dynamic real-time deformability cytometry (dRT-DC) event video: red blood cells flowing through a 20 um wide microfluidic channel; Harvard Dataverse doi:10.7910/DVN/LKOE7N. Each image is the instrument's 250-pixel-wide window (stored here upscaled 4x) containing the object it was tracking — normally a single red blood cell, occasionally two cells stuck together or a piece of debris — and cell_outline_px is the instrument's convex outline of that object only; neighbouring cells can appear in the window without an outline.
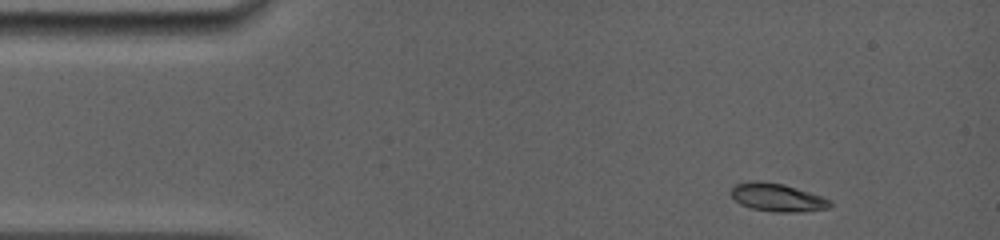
{"species": "common noctule bat (a hibernating species)", "species_latin": "Nyctalus noctula", "temperature_condition": "room temperature", "stored_images_in_passage": 50, "camera_frame_rate_fps": 5000, "um_per_image_px": 0.085, "animal": {"sex": "female", "body_mass_g": 19.0, "forearm_length_mm": 56.7}, "frame": {"image": 1, "passage_image": 1, "time_ms": 0.0, "image_size_px": [1000, 240], "cell_outline_px": [[832, 204], [828, 208], [800, 212], [776, 212], [752, 208], [740, 204], [732, 196], [732, 188], [736, 184], [752, 180], [760, 180], [784, 184], [832, 200]], "centroid_in_image_um": [66.07, 16.78], "position_along_channel_um": 18.9, "area_um2": 16.07}}
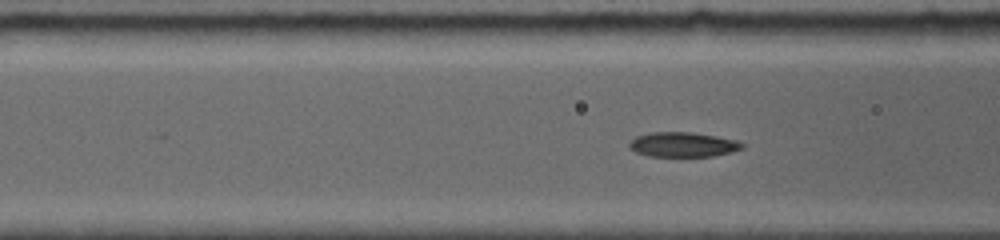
{"frame": {"image": 2, "passage_image": 33, "time_ms": 4.2, "image_size_px": [1000, 240], "cell_outline_px": [[744, 148], [732, 152], [712, 156], [648, 156], [636, 152], [628, 148], [628, 144], [636, 136], [652, 132], [692, 132], [716, 136], [736, 140], [744, 144]], "centroid_in_image_um": [58.04, 12.29], "position_along_channel_um": 108.6, "area_um2": 16.3}}
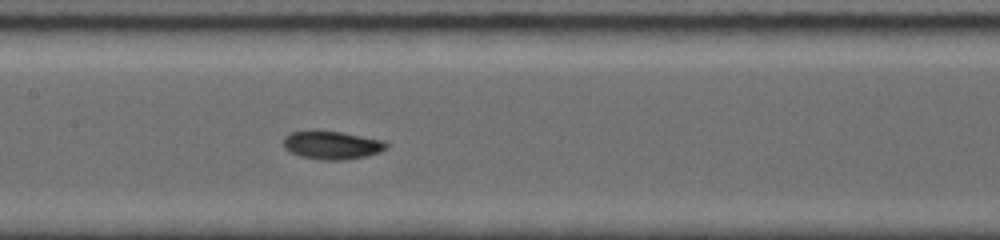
{"frame": {"image": 3, "passage_image": 49, "time_ms": 6.0, "image_size_px": [1000, 240], "cell_outline_px": [[388, 148], [380, 152], [364, 156], [344, 160], [324, 160], [300, 156], [284, 148], [284, 136], [292, 132], [312, 128], [340, 132], [384, 140], [388, 144]], "centroid_in_image_um": [28.19, 12.3], "position_along_channel_um": 179.2, "area_um2": 17.22}}